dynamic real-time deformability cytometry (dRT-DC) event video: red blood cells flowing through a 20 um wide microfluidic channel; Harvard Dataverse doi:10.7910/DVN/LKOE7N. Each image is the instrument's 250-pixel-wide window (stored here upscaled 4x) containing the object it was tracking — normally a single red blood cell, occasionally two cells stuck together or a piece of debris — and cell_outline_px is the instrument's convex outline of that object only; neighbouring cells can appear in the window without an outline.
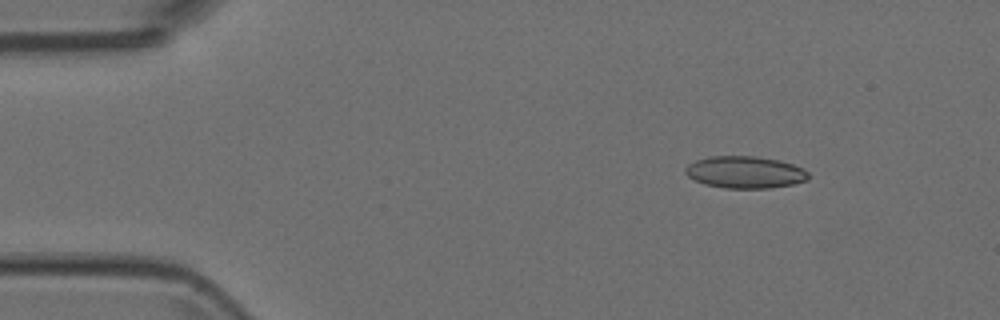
{"species": "Egyptian fruit bat (a non-hibernating species)", "species_latin": "Rousettus aegyptiacus", "temperature_condition": "room temperature", "stored_images_in_passage": 4, "camera_frame_rate_fps": 3000, "um_per_image_px": 0.085, "animal": {"sex": "female"}, "frame": {"image": 1, "passage_image": 2, "time_ms": 0.333, "image_size_px": [1000, 320], "cell_outline_px": [[808, 180], [792, 184], [768, 188], [724, 188], [704, 184], [688, 176], [684, 172], [684, 168], [688, 164], [696, 160], [712, 156], [756, 156], [780, 160], [792, 164], [808, 172]], "centroid_in_image_um": [63.3, 14.63], "position_along_channel_um": 21.7, "area_um2": 22.89}}